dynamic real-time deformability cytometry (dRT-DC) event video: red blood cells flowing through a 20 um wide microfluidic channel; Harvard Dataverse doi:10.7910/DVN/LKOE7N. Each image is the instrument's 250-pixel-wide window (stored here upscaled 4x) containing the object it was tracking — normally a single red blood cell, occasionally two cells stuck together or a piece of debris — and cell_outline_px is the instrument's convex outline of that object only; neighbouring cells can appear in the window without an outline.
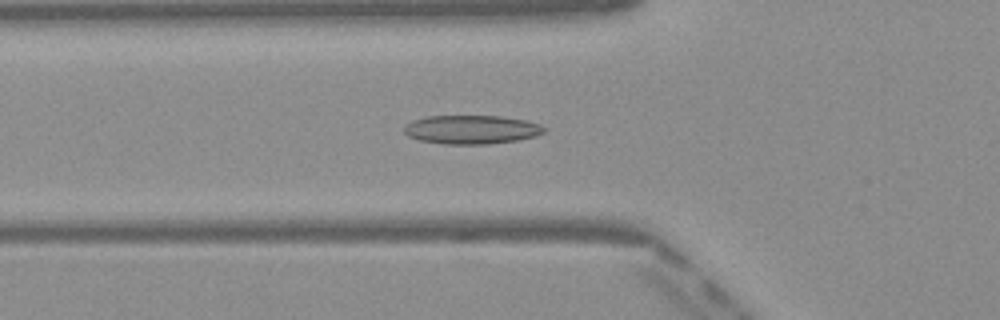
{"species": "Egyptian fruit bat (a non-hibernating species)", "species_latin": "Rousettus aegyptiacus", "temperature_condition": "warm", "stored_images_in_passage": 42, "camera_frame_rate_fps": 3000, "um_per_image_px": 0.085, "frame": {"image": 1, "passage_image": 10, "time_ms": 3.0, "image_size_px": [1000, 320], "cell_outline_px": [[548, 128], [544, 132], [536, 136], [516, 140], [488, 144], [444, 144], [420, 140], [408, 136], [404, 132], [404, 124], [412, 120], [428, 116], [500, 116], [524, 120], [540, 124]], "centroid_in_image_um": [40.07, 11.01], "position_along_channel_um": 85.7, "area_um2": 23.52}}
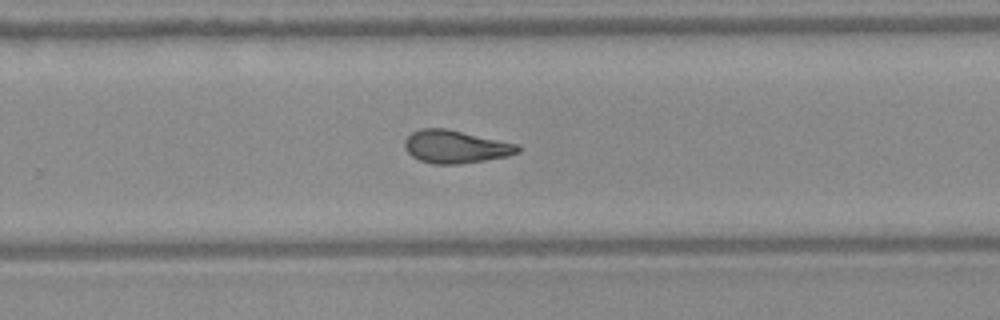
{"frame": {"image": 2, "passage_image": 25, "time_ms": 8.0, "image_size_px": [1000, 320], "cell_outline_px": [[520, 152], [508, 156], [460, 164], [432, 164], [420, 160], [412, 156], [404, 148], [404, 140], [412, 132], [420, 128], [444, 128], [520, 144]], "centroid_in_image_um": [38.73, 12.47], "position_along_channel_um": 291.1, "area_um2": 21.73}}
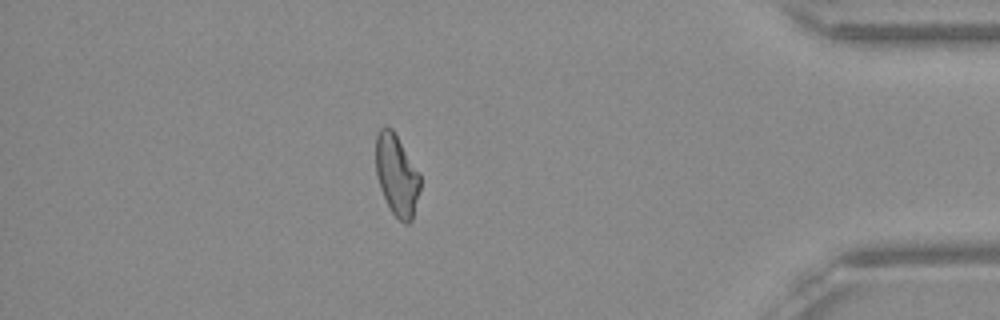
{"frame": {"image": 3, "passage_image": 36, "time_ms": 11.667, "image_size_px": [1000, 320], "cell_outline_px": [[420, 188], [412, 220], [408, 224], [404, 224], [392, 212], [380, 188], [376, 176], [376, 136], [380, 128], [384, 124], [392, 128], [420, 172]], "centroid_in_image_um": [33.72, 14.85], "position_along_channel_um": 401.5, "area_um2": 21.1}, "authors_computed_cell_mechanics": {"area_um2": 21.5016, "velocity_mm_per_s": 4.0873, "shape_relaxation_time_tau1_ms": null, "shape_relaxation_time_tau2_ms": 2.2016, "deformation_change_tau1": null, "deformation_change_tau2": 0.0891}}